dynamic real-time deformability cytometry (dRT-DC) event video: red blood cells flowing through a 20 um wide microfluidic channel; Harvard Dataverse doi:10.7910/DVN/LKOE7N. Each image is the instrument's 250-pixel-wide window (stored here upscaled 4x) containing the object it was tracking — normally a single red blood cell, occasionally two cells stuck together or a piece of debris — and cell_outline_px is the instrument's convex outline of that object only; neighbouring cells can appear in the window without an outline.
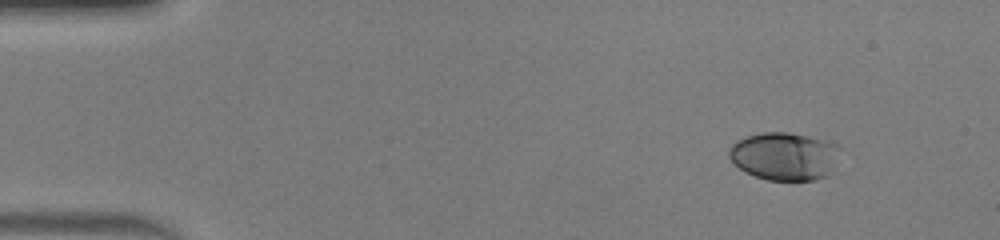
{"species": "human", "species_latin": "Homo sapiens", "temperature_condition": "warm", "stored_images_in_passage": 46, "camera_frame_rate_fps": 3000, "um_per_image_px": 0.085, "donor": {"sex": "male"}, "frame": {"image": 1, "passage_image": 1, "time_ms": 0.0, "image_size_px": [1000, 240], "cell_outline_px": [[840, 148], [832, 172], [828, 176], [816, 180], [768, 180], [744, 172], [728, 156], [728, 148], [736, 140], [748, 136], [764, 132], [788, 132], [840, 144]], "centroid_in_image_um": [66.68, 13.28], "position_along_channel_um": 18.3, "area_um2": 31.1}}
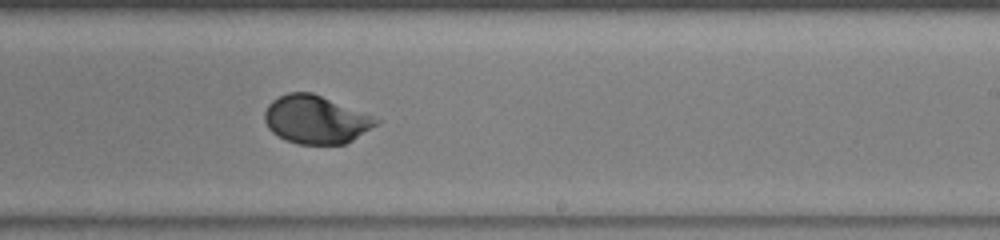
{"frame": {"image": 2, "passage_image": 27, "time_ms": 8.667, "image_size_px": [1000, 240], "cell_outline_px": [[384, 120], [380, 124], [352, 140], [344, 144], [296, 144], [284, 140], [272, 132], [268, 128], [264, 120], [264, 112], [268, 104], [272, 100], [288, 92], [312, 92]], "centroid_in_image_um": [26.86, 10.17], "position_along_channel_um": 262.1, "area_um2": 31.56}}
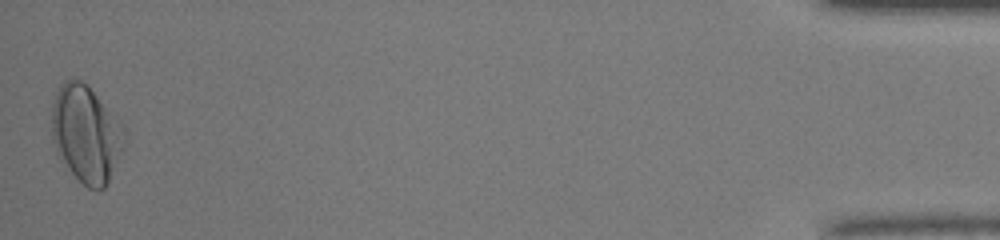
{"frame": {"image": 3, "passage_image": 46, "time_ms": 15.0, "image_size_px": [1000, 240], "cell_outline_px": [[124, 132], [120, 152], [108, 180], [104, 188], [88, 188], [60, 160], [56, 152], [52, 140], [52, 104], [56, 92], [60, 84], [64, 80], [72, 76], [80, 80], [96, 96], [124, 128]], "centroid_in_image_um": [7.24, 11.35], "position_along_channel_um": 428.0, "area_um2": 39.88}, "authors_computed_cell_mechanics": {"area_um2": 31.0386, "velocity_mm_per_s": 4.0813, "shape_relaxation_time_tau1_ms": 3.2135, "shape_relaxation_time_tau2_ms": null, "deformation_change_tau1": 0.1459, "deformation_change_tau2": null}}